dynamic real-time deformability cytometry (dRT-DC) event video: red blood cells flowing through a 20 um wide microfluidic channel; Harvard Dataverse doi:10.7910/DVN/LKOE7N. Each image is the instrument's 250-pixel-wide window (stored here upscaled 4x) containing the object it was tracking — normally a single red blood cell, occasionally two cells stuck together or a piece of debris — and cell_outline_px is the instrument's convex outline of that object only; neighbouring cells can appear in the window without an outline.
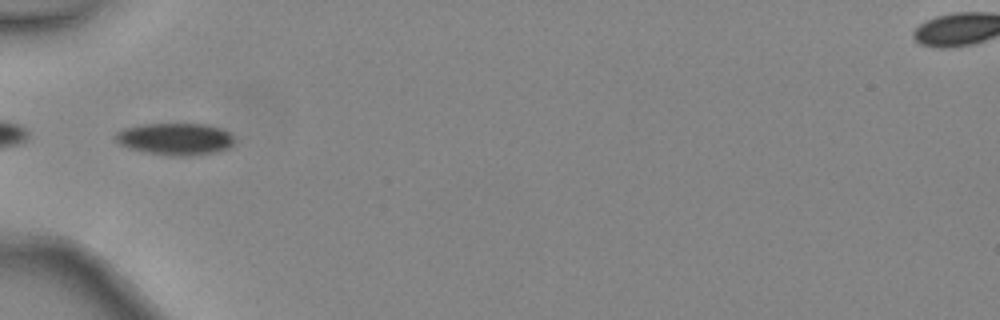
{"species": "common noctule bat (a hibernating species)", "species_latin": "Nyctalus noctula", "temperature_condition": "warm", "stored_images_in_passage": 11, "camera_frame_rate_fps": 3000, "um_per_image_px": 0.085, "animal": {"sex": "female", "body_mass_g": 24.6, "forearm_length_mm": 56.2}, "frame": {"image": 1, "passage_image": 1, "time_ms": 0.0, "image_size_px": [1000, 320], "cell_outline_px": [[232, 144], [228, 148], [216, 152], [184, 156], [172, 156], [148, 152], [132, 148], [120, 144], [116, 140], [116, 132], [124, 128], [140, 124], [208, 124], [220, 128], [228, 132], [232, 136]], "centroid_in_image_um": [14.9, 11.8], "position_along_channel_um": 70.1, "area_um2": 21.85}}
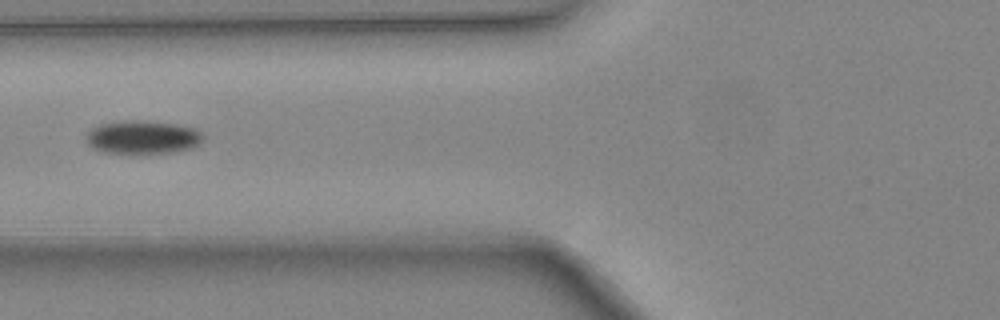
{"frame": {"image": 2, "passage_image": 4, "time_ms": 1.0, "image_size_px": [1000, 320], "cell_outline_px": [[204, 136], [200, 144], [192, 148], [176, 152], [132, 156], [104, 152], [92, 148], [88, 144], [84, 136], [92, 128], [100, 124], [132, 120], [140, 120], [176, 124], [196, 128]], "centroid_in_image_um": [12.12, 11.71], "position_along_channel_um": 113.7, "area_um2": 23.58}}